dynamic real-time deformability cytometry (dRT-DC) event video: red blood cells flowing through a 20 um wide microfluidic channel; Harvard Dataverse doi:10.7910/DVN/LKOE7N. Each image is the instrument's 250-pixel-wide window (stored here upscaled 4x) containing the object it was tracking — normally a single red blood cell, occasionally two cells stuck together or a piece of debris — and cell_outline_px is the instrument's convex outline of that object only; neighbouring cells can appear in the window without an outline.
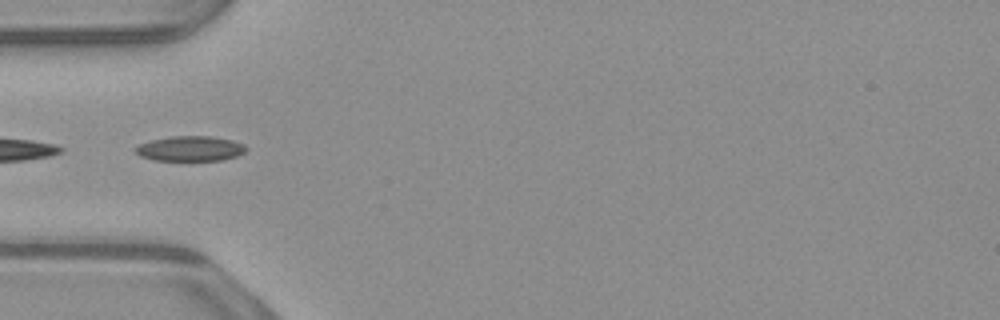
{"species": "common noctule bat (a hibernating species)", "species_latin": "Nyctalus noctula", "temperature_condition": "warm", "stored_images_in_passage": 39, "camera_frame_rate_fps": 3000, "um_per_image_px": 0.085, "animal": {"sex": "male", "body_mass_g": 23.1, "forearm_length_mm": 52.7}, "frame": {"image": 1, "passage_image": 3, "time_ms": 0.667, "image_size_px": [1000, 320], "cell_outline_px": [[248, 148], [244, 152], [236, 156], [220, 160], [156, 160], [140, 156], [136, 152], [136, 148], [140, 144], [152, 140], [172, 136], [212, 136], [232, 140], [244, 144]], "centroid_in_image_um": [16.21, 12.62], "position_along_channel_um": 68.8, "area_um2": 15.95}}
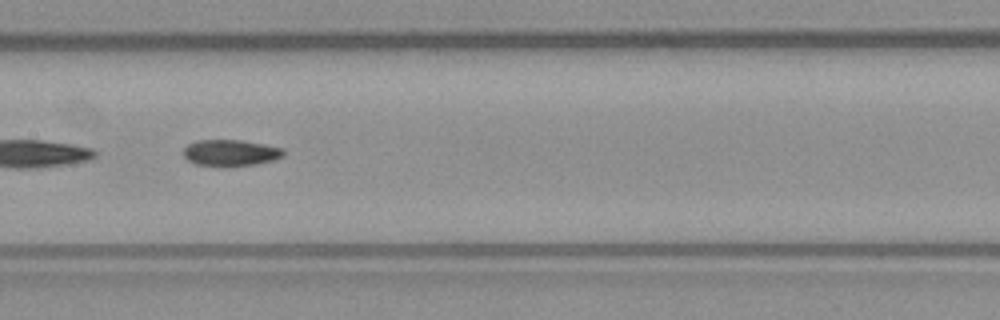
{"frame": {"image": 2, "passage_image": 12, "time_ms": 3.667, "image_size_px": [1000, 320], "cell_outline_px": [[284, 156], [272, 160], [256, 164], [228, 168], [220, 168], [196, 164], [188, 160], [184, 156], [184, 148], [188, 144], [196, 140], [240, 140], [264, 144], [284, 148]], "centroid_in_image_um": [19.59, 13.01], "position_along_channel_um": 187.8, "area_um2": 15.78}}
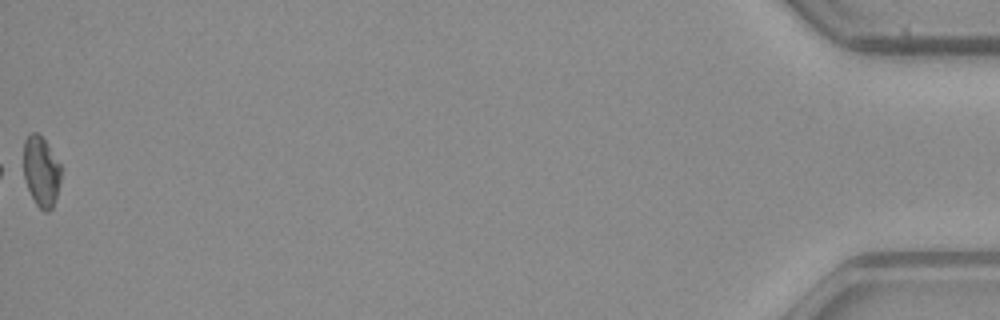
{"frame": {"image": 3, "passage_image": 39, "time_ms": 12.667, "image_size_px": [1000, 320], "cell_outline_px": [[60, 180], [56, 196], [52, 208], [48, 212], [44, 212], [36, 204], [28, 188], [24, 176], [24, 140], [28, 132], [36, 132], [44, 140], [60, 164]], "centroid_in_image_um": [3.48, 14.56], "position_along_channel_um": 431.7, "area_um2": 15.09}, "authors_computed_cell_mechanics": {"area_um2": 15.5482, "velocity_mm_per_s": 3.9145, "shape_relaxation_time_tau1_ms": null, "shape_relaxation_time_tau2_ms": 5.2641, "deformation_change_tau1": null, "deformation_change_tau2": 0.1171}}